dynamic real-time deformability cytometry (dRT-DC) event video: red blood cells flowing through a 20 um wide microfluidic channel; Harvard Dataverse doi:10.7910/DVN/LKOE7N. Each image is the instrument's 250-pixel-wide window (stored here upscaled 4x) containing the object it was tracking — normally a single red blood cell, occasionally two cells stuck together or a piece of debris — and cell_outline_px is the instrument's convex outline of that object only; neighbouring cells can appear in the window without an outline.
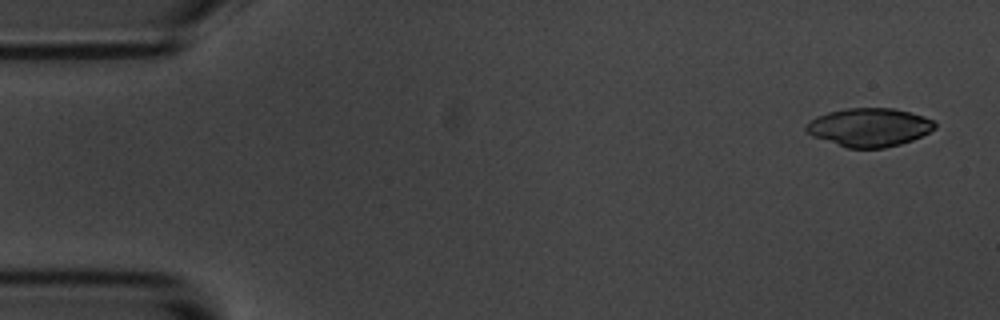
{"species": "common noctule bat (a hibernating species)", "species_latin": "Nyctalus noctula", "temperature_condition": "room temperature", "stored_images_in_passage": 4, "camera_frame_rate_fps": 3000, "um_per_image_px": 0.085, "animal": {"sex": "male", "body_mass_g": 20.1, "forearm_length_mm": 53.5}, "frame": {"image": 1, "passage_image": 1, "time_ms": 0.0, "image_size_px": [1000, 320], "cell_outline_px": [[936, 128], [912, 140], [900, 144], [884, 148], [848, 148], [812, 136], [804, 128], [804, 124], [808, 120], [816, 116], [828, 112], [844, 108], [892, 108], [924, 116], [932, 120], [936, 124]], "centroid_in_image_um": [73.84, 10.81], "position_along_channel_um": 11.2, "area_um2": 28.84}}